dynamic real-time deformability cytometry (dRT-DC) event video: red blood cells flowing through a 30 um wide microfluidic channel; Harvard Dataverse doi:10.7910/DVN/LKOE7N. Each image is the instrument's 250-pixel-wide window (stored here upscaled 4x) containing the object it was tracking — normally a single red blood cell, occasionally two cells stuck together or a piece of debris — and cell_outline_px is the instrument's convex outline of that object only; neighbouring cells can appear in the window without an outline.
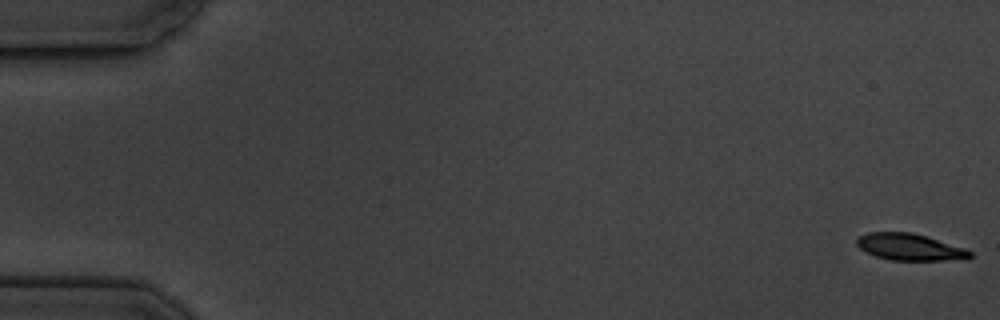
{"species": "common noctule bat (a hibernating species)", "species_latin": "Nyctalus noctula", "temperature_condition": "cold", "stored_images_in_passage": 17, "camera_frame_rate_fps": 3000, "um_per_image_px": 0.085, "animal": {"sex": "male", "body_mass_g": 19.5, "forearm_length_mm": 54.6}, "frame": {"image": 1, "passage_image": 1, "time_ms": 0.0, "image_size_px": [1000, 320], "cell_outline_px": [[972, 256], [968, 260], [892, 260], [876, 256], [860, 248], [856, 244], [856, 240], [860, 236], [868, 232], [912, 232], [964, 248], [972, 252]], "centroid_in_image_um": [77.36, 21.0], "position_along_channel_um": 7.6, "area_um2": 17.51}}
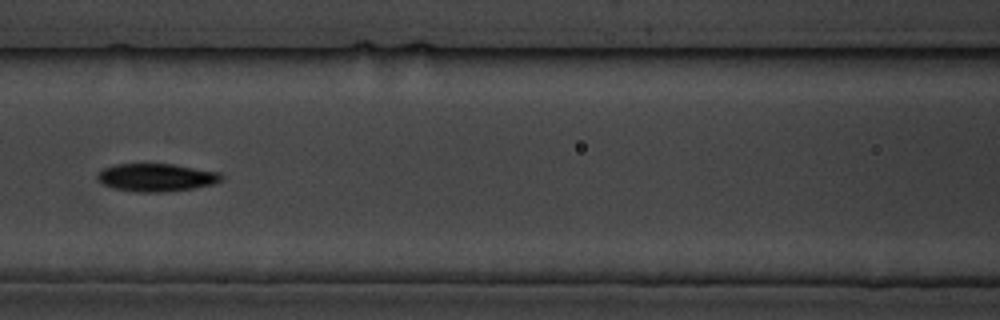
{"frame": {"image": 2, "passage_image": 8, "time_ms": 8.333, "image_size_px": [1000, 320], "cell_outline_px": [[224, 180], [216, 184], [192, 188], [164, 192], [136, 192], [112, 188], [104, 184], [96, 176], [96, 172], [104, 168], [116, 164], [172, 164], [220, 172], [224, 176]], "centroid_in_image_um": [13.32, 15.08], "position_along_channel_um": 153.3, "area_um2": 20.29}}
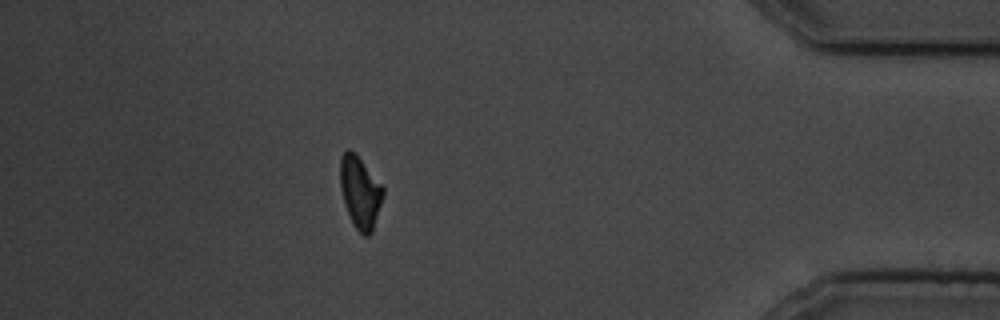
{"frame": {"image": 3, "passage_image": 15, "time_ms": 16.667, "image_size_px": [1000, 320], "cell_outline_px": [[384, 196], [372, 232], [368, 236], [364, 236], [352, 224], [344, 204], [340, 188], [340, 156], [348, 148], [360, 160], [384, 188]], "centroid_in_image_um": [30.6, 16.39], "position_along_channel_um": 404.6, "area_um2": 17.8}, "authors_computed_cell_mechanics": {"area_um2": 19.0162, "velocity_mm_per_s": 3.5321, "shape_relaxation_time_tau1_ms": 2.663, "shape_relaxation_time_tau2_ms": 5.7142, "deformation_change_tau1": 0.0881, "deformation_change_tau2": 0.0932}}